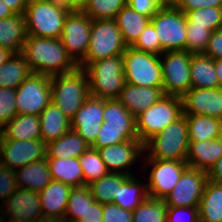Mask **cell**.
Masks as SVG:
<instances>
[{"label": "cell", "instance_id": "cell-29", "mask_svg": "<svg viewBox=\"0 0 222 222\" xmlns=\"http://www.w3.org/2000/svg\"><path fill=\"white\" fill-rule=\"evenodd\" d=\"M52 180L74 187L85 186L84 174L79 158H46Z\"/></svg>", "mask_w": 222, "mask_h": 222}, {"label": "cell", "instance_id": "cell-37", "mask_svg": "<svg viewBox=\"0 0 222 222\" xmlns=\"http://www.w3.org/2000/svg\"><path fill=\"white\" fill-rule=\"evenodd\" d=\"M132 213L133 222H166L167 206L163 199L148 196Z\"/></svg>", "mask_w": 222, "mask_h": 222}, {"label": "cell", "instance_id": "cell-46", "mask_svg": "<svg viewBox=\"0 0 222 222\" xmlns=\"http://www.w3.org/2000/svg\"><path fill=\"white\" fill-rule=\"evenodd\" d=\"M166 222H200L198 207H167Z\"/></svg>", "mask_w": 222, "mask_h": 222}, {"label": "cell", "instance_id": "cell-21", "mask_svg": "<svg viewBox=\"0 0 222 222\" xmlns=\"http://www.w3.org/2000/svg\"><path fill=\"white\" fill-rule=\"evenodd\" d=\"M164 95L162 87L135 86L125 83L117 99L136 118Z\"/></svg>", "mask_w": 222, "mask_h": 222}, {"label": "cell", "instance_id": "cell-55", "mask_svg": "<svg viewBox=\"0 0 222 222\" xmlns=\"http://www.w3.org/2000/svg\"><path fill=\"white\" fill-rule=\"evenodd\" d=\"M14 13L12 10L3 2L0 0V19L7 18L12 16Z\"/></svg>", "mask_w": 222, "mask_h": 222}, {"label": "cell", "instance_id": "cell-36", "mask_svg": "<svg viewBox=\"0 0 222 222\" xmlns=\"http://www.w3.org/2000/svg\"><path fill=\"white\" fill-rule=\"evenodd\" d=\"M130 176L108 172L105 176L88 184L91 195L100 204L113 203L120 187Z\"/></svg>", "mask_w": 222, "mask_h": 222}, {"label": "cell", "instance_id": "cell-23", "mask_svg": "<svg viewBox=\"0 0 222 222\" xmlns=\"http://www.w3.org/2000/svg\"><path fill=\"white\" fill-rule=\"evenodd\" d=\"M72 186L52 180L41 192L40 204L43 216L64 220Z\"/></svg>", "mask_w": 222, "mask_h": 222}, {"label": "cell", "instance_id": "cell-9", "mask_svg": "<svg viewBox=\"0 0 222 222\" xmlns=\"http://www.w3.org/2000/svg\"><path fill=\"white\" fill-rule=\"evenodd\" d=\"M183 116L182 98L164 95L135 118L136 134L143 144Z\"/></svg>", "mask_w": 222, "mask_h": 222}, {"label": "cell", "instance_id": "cell-2", "mask_svg": "<svg viewBox=\"0 0 222 222\" xmlns=\"http://www.w3.org/2000/svg\"><path fill=\"white\" fill-rule=\"evenodd\" d=\"M103 119L92 149L138 140L135 117L118 99H104Z\"/></svg>", "mask_w": 222, "mask_h": 222}, {"label": "cell", "instance_id": "cell-24", "mask_svg": "<svg viewBox=\"0 0 222 222\" xmlns=\"http://www.w3.org/2000/svg\"><path fill=\"white\" fill-rule=\"evenodd\" d=\"M27 37L24 14H13L0 19V47L13 54L22 53Z\"/></svg>", "mask_w": 222, "mask_h": 222}, {"label": "cell", "instance_id": "cell-3", "mask_svg": "<svg viewBox=\"0 0 222 222\" xmlns=\"http://www.w3.org/2000/svg\"><path fill=\"white\" fill-rule=\"evenodd\" d=\"M188 145L187 120L183 115L143 144L142 159L186 161Z\"/></svg>", "mask_w": 222, "mask_h": 222}, {"label": "cell", "instance_id": "cell-30", "mask_svg": "<svg viewBox=\"0 0 222 222\" xmlns=\"http://www.w3.org/2000/svg\"><path fill=\"white\" fill-rule=\"evenodd\" d=\"M150 20V17L134 11L127 4L118 12L115 18L124 43L128 47L136 42Z\"/></svg>", "mask_w": 222, "mask_h": 222}, {"label": "cell", "instance_id": "cell-34", "mask_svg": "<svg viewBox=\"0 0 222 222\" xmlns=\"http://www.w3.org/2000/svg\"><path fill=\"white\" fill-rule=\"evenodd\" d=\"M183 115L187 120L189 141H207L221 137V120L203 115Z\"/></svg>", "mask_w": 222, "mask_h": 222}, {"label": "cell", "instance_id": "cell-54", "mask_svg": "<svg viewBox=\"0 0 222 222\" xmlns=\"http://www.w3.org/2000/svg\"><path fill=\"white\" fill-rule=\"evenodd\" d=\"M14 14H24L27 3L24 0H2Z\"/></svg>", "mask_w": 222, "mask_h": 222}, {"label": "cell", "instance_id": "cell-17", "mask_svg": "<svg viewBox=\"0 0 222 222\" xmlns=\"http://www.w3.org/2000/svg\"><path fill=\"white\" fill-rule=\"evenodd\" d=\"M98 151L108 172L129 176L136 175L130 168L134 167L135 163L144 154L143 143L140 140H129L120 144L106 146Z\"/></svg>", "mask_w": 222, "mask_h": 222}, {"label": "cell", "instance_id": "cell-50", "mask_svg": "<svg viewBox=\"0 0 222 222\" xmlns=\"http://www.w3.org/2000/svg\"><path fill=\"white\" fill-rule=\"evenodd\" d=\"M204 55L214 60L222 59V28L212 32Z\"/></svg>", "mask_w": 222, "mask_h": 222}, {"label": "cell", "instance_id": "cell-1", "mask_svg": "<svg viewBox=\"0 0 222 222\" xmlns=\"http://www.w3.org/2000/svg\"><path fill=\"white\" fill-rule=\"evenodd\" d=\"M22 54L32 73L54 76L69 73L78 68L61 40L57 38L27 35Z\"/></svg>", "mask_w": 222, "mask_h": 222}, {"label": "cell", "instance_id": "cell-61", "mask_svg": "<svg viewBox=\"0 0 222 222\" xmlns=\"http://www.w3.org/2000/svg\"><path fill=\"white\" fill-rule=\"evenodd\" d=\"M62 222H80V221H77V220H62Z\"/></svg>", "mask_w": 222, "mask_h": 222}, {"label": "cell", "instance_id": "cell-41", "mask_svg": "<svg viewBox=\"0 0 222 222\" xmlns=\"http://www.w3.org/2000/svg\"><path fill=\"white\" fill-rule=\"evenodd\" d=\"M127 0H87L83 13L92 20L115 19Z\"/></svg>", "mask_w": 222, "mask_h": 222}, {"label": "cell", "instance_id": "cell-35", "mask_svg": "<svg viewBox=\"0 0 222 222\" xmlns=\"http://www.w3.org/2000/svg\"><path fill=\"white\" fill-rule=\"evenodd\" d=\"M32 73L22 53L12 56L0 66V87L17 89Z\"/></svg>", "mask_w": 222, "mask_h": 222}, {"label": "cell", "instance_id": "cell-10", "mask_svg": "<svg viewBox=\"0 0 222 222\" xmlns=\"http://www.w3.org/2000/svg\"><path fill=\"white\" fill-rule=\"evenodd\" d=\"M122 57L125 83L145 87L163 86L159 55L129 46Z\"/></svg>", "mask_w": 222, "mask_h": 222}, {"label": "cell", "instance_id": "cell-47", "mask_svg": "<svg viewBox=\"0 0 222 222\" xmlns=\"http://www.w3.org/2000/svg\"><path fill=\"white\" fill-rule=\"evenodd\" d=\"M102 222H133V213L116 204H103Z\"/></svg>", "mask_w": 222, "mask_h": 222}, {"label": "cell", "instance_id": "cell-12", "mask_svg": "<svg viewBox=\"0 0 222 222\" xmlns=\"http://www.w3.org/2000/svg\"><path fill=\"white\" fill-rule=\"evenodd\" d=\"M51 102V76L31 73L16 89L17 114L39 116Z\"/></svg>", "mask_w": 222, "mask_h": 222}, {"label": "cell", "instance_id": "cell-45", "mask_svg": "<svg viewBox=\"0 0 222 222\" xmlns=\"http://www.w3.org/2000/svg\"><path fill=\"white\" fill-rule=\"evenodd\" d=\"M18 188L15 171L0 164V200H2L0 208L4 205L8 197Z\"/></svg>", "mask_w": 222, "mask_h": 222}, {"label": "cell", "instance_id": "cell-32", "mask_svg": "<svg viewBox=\"0 0 222 222\" xmlns=\"http://www.w3.org/2000/svg\"><path fill=\"white\" fill-rule=\"evenodd\" d=\"M198 210L200 222H222V183L207 181Z\"/></svg>", "mask_w": 222, "mask_h": 222}, {"label": "cell", "instance_id": "cell-40", "mask_svg": "<svg viewBox=\"0 0 222 222\" xmlns=\"http://www.w3.org/2000/svg\"><path fill=\"white\" fill-rule=\"evenodd\" d=\"M79 162L83 170L85 186L108 173L99 151L91 147L79 157Z\"/></svg>", "mask_w": 222, "mask_h": 222}, {"label": "cell", "instance_id": "cell-60", "mask_svg": "<svg viewBox=\"0 0 222 222\" xmlns=\"http://www.w3.org/2000/svg\"><path fill=\"white\" fill-rule=\"evenodd\" d=\"M0 222H4V217L1 208H0Z\"/></svg>", "mask_w": 222, "mask_h": 222}, {"label": "cell", "instance_id": "cell-22", "mask_svg": "<svg viewBox=\"0 0 222 222\" xmlns=\"http://www.w3.org/2000/svg\"><path fill=\"white\" fill-rule=\"evenodd\" d=\"M221 156L222 136L207 141H189L186 163L208 173Z\"/></svg>", "mask_w": 222, "mask_h": 222}, {"label": "cell", "instance_id": "cell-8", "mask_svg": "<svg viewBox=\"0 0 222 222\" xmlns=\"http://www.w3.org/2000/svg\"><path fill=\"white\" fill-rule=\"evenodd\" d=\"M127 47L115 19L93 20L86 57L78 67L84 69L91 62L123 55Z\"/></svg>", "mask_w": 222, "mask_h": 222}, {"label": "cell", "instance_id": "cell-39", "mask_svg": "<svg viewBox=\"0 0 222 222\" xmlns=\"http://www.w3.org/2000/svg\"><path fill=\"white\" fill-rule=\"evenodd\" d=\"M187 24L216 31L222 28V7H203L185 12Z\"/></svg>", "mask_w": 222, "mask_h": 222}, {"label": "cell", "instance_id": "cell-31", "mask_svg": "<svg viewBox=\"0 0 222 222\" xmlns=\"http://www.w3.org/2000/svg\"><path fill=\"white\" fill-rule=\"evenodd\" d=\"M190 73L191 88H219L213 58L204 54H192Z\"/></svg>", "mask_w": 222, "mask_h": 222}, {"label": "cell", "instance_id": "cell-26", "mask_svg": "<svg viewBox=\"0 0 222 222\" xmlns=\"http://www.w3.org/2000/svg\"><path fill=\"white\" fill-rule=\"evenodd\" d=\"M19 188L41 192L51 181L46 158L15 170Z\"/></svg>", "mask_w": 222, "mask_h": 222}, {"label": "cell", "instance_id": "cell-20", "mask_svg": "<svg viewBox=\"0 0 222 222\" xmlns=\"http://www.w3.org/2000/svg\"><path fill=\"white\" fill-rule=\"evenodd\" d=\"M5 219L34 222L43 216L38 192L18 188L1 207Z\"/></svg>", "mask_w": 222, "mask_h": 222}, {"label": "cell", "instance_id": "cell-6", "mask_svg": "<svg viewBox=\"0 0 222 222\" xmlns=\"http://www.w3.org/2000/svg\"><path fill=\"white\" fill-rule=\"evenodd\" d=\"M84 70L88 75L90 95L117 99L125 84L122 55L89 63Z\"/></svg>", "mask_w": 222, "mask_h": 222}, {"label": "cell", "instance_id": "cell-51", "mask_svg": "<svg viewBox=\"0 0 222 222\" xmlns=\"http://www.w3.org/2000/svg\"><path fill=\"white\" fill-rule=\"evenodd\" d=\"M102 214H103V204H100L95 201L92 205H89L83 217H79L77 221L102 222Z\"/></svg>", "mask_w": 222, "mask_h": 222}, {"label": "cell", "instance_id": "cell-27", "mask_svg": "<svg viewBox=\"0 0 222 222\" xmlns=\"http://www.w3.org/2000/svg\"><path fill=\"white\" fill-rule=\"evenodd\" d=\"M90 145L74 130L46 144V158H79Z\"/></svg>", "mask_w": 222, "mask_h": 222}, {"label": "cell", "instance_id": "cell-57", "mask_svg": "<svg viewBox=\"0 0 222 222\" xmlns=\"http://www.w3.org/2000/svg\"><path fill=\"white\" fill-rule=\"evenodd\" d=\"M12 52L0 47V66H2L11 56Z\"/></svg>", "mask_w": 222, "mask_h": 222}, {"label": "cell", "instance_id": "cell-48", "mask_svg": "<svg viewBox=\"0 0 222 222\" xmlns=\"http://www.w3.org/2000/svg\"><path fill=\"white\" fill-rule=\"evenodd\" d=\"M167 0H127L134 11L152 18Z\"/></svg>", "mask_w": 222, "mask_h": 222}, {"label": "cell", "instance_id": "cell-42", "mask_svg": "<svg viewBox=\"0 0 222 222\" xmlns=\"http://www.w3.org/2000/svg\"><path fill=\"white\" fill-rule=\"evenodd\" d=\"M186 29V51L191 54H204L212 31L194 24H187Z\"/></svg>", "mask_w": 222, "mask_h": 222}, {"label": "cell", "instance_id": "cell-13", "mask_svg": "<svg viewBox=\"0 0 222 222\" xmlns=\"http://www.w3.org/2000/svg\"><path fill=\"white\" fill-rule=\"evenodd\" d=\"M145 160V161H144ZM138 169H151L148 173V196L164 199L178 183L182 173L189 167L186 161H170L160 159H143ZM142 166V168H141Z\"/></svg>", "mask_w": 222, "mask_h": 222}, {"label": "cell", "instance_id": "cell-7", "mask_svg": "<svg viewBox=\"0 0 222 222\" xmlns=\"http://www.w3.org/2000/svg\"><path fill=\"white\" fill-rule=\"evenodd\" d=\"M156 35L166 51H186L187 18L170 0H167L151 18Z\"/></svg>", "mask_w": 222, "mask_h": 222}, {"label": "cell", "instance_id": "cell-16", "mask_svg": "<svg viewBox=\"0 0 222 222\" xmlns=\"http://www.w3.org/2000/svg\"><path fill=\"white\" fill-rule=\"evenodd\" d=\"M208 181L205 171L188 167L163 199L167 207H198Z\"/></svg>", "mask_w": 222, "mask_h": 222}, {"label": "cell", "instance_id": "cell-58", "mask_svg": "<svg viewBox=\"0 0 222 222\" xmlns=\"http://www.w3.org/2000/svg\"><path fill=\"white\" fill-rule=\"evenodd\" d=\"M34 222H62L60 219L49 216H41L36 219Z\"/></svg>", "mask_w": 222, "mask_h": 222}, {"label": "cell", "instance_id": "cell-19", "mask_svg": "<svg viewBox=\"0 0 222 222\" xmlns=\"http://www.w3.org/2000/svg\"><path fill=\"white\" fill-rule=\"evenodd\" d=\"M183 114L222 118V88H191L183 97Z\"/></svg>", "mask_w": 222, "mask_h": 222}, {"label": "cell", "instance_id": "cell-59", "mask_svg": "<svg viewBox=\"0 0 222 222\" xmlns=\"http://www.w3.org/2000/svg\"><path fill=\"white\" fill-rule=\"evenodd\" d=\"M4 222H23V221H21V220L5 219L4 218Z\"/></svg>", "mask_w": 222, "mask_h": 222}, {"label": "cell", "instance_id": "cell-18", "mask_svg": "<svg viewBox=\"0 0 222 222\" xmlns=\"http://www.w3.org/2000/svg\"><path fill=\"white\" fill-rule=\"evenodd\" d=\"M104 98L89 96L71 118V129L77 132L90 146L97 138L104 121Z\"/></svg>", "mask_w": 222, "mask_h": 222}, {"label": "cell", "instance_id": "cell-63", "mask_svg": "<svg viewBox=\"0 0 222 222\" xmlns=\"http://www.w3.org/2000/svg\"><path fill=\"white\" fill-rule=\"evenodd\" d=\"M221 136H222V118H221Z\"/></svg>", "mask_w": 222, "mask_h": 222}, {"label": "cell", "instance_id": "cell-49", "mask_svg": "<svg viewBox=\"0 0 222 222\" xmlns=\"http://www.w3.org/2000/svg\"><path fill=\"white\" fill-rule=\"evenodd\" d=\"M183 13L203 7H222V0H170Z\"/></svg>", "mask_w": 222, "mask_h": 222}, {"label": "cell", "instance_id": "cell-14", "mask_svg": "<svg viewBox=\"0 0 222 222\" xmlns=\"http://www.w3.org/2000/svg\"><path fill=\"white\" fill-rule=\"evenodd\" d=\"M93 20L82 11H71L60 37L68 55L79 65L86 57Z\"/></svg>", "mask_w": 222, "mask_h": 222}, {"label": "cell", "instance_id": "cell-5", "mask_svg": "<svg viewBox=\"0 0 222 222\" xmlns=\"http://www.w3.org/2000/svg\"><path fill=\"white\" fill-rule=\"evenodd\" d=\"M70 12L56 0L27 3L24 13L27 35L60 39L65 19Z\"/></svg>", "mask_w": 222, "mask_h": 222}, {"label": "cell", "instance_id": "cell-52", "mask_svg": "<svg viewBox=\"0 0 222 222\" xmlns=\"http://www.w3.org/2000/svg\"><path fill=\"white\" fill-rule=\"evenodd\" d=\"M208 180L214 183H222V156L215 165L209 170Z\"/></svg>", "mask_w": 222, "mask_h": 222}, {"label": "cell", "instance_id": "cell-53", "mask_svg": "<svg viewBox=\"0 0 222 222\" xmlns=\"http://www.w3.org/2000/svg\"><path fill=\"white\" fill-rule=\"evenodd\" d=\"M62 6L70 11H83L86 6L87 0H56Z\"/></svg>", "mask_w": 222, "mask_h": 222}, {"label": "cell", "instance_id": "cell-15", "mask_svg": "<svg viewBox=\"0 0 222 222\" xmlns=\"http://www.w3.org/2000/svg\"><path fill=\"white\" fill-rule=\"evenodd\" d=\"M46 158V144L41 140H8L0 134V164L15 171Z\"/></svg>", "mask_w": 222, "mask_h": 222}, {"label": "cell", "instance_id": "cell-25", "mask_svg": "<svg viewBox=\"0 0 222 222\" xmlns=\"http://www.w3.org/2000/svg\"><path fill=\"white\" fill-rule=\"evenodd\" d=\"M41 139L52 142L71 130V120L51 101L40 113Z\"/></svg>", "mask_w": 222, "mask_h": 222}, {"label": "cell", "instance_id": "cell-38", "mask_svg": "<svg viewBox=\"0 0 222 222\" xmlns=\"http://www.w3.org/2000/svg\"><path fill=\"white\" fill-rule=\"evenodd\" d=\"M94 202L95 199L91 195V191L87 185L72 188L64 220H78L79 217H83L89 205H92Z\"/></svg>", "mask_w": 222, "mask_h": 222}, {"label": "cell", "instance_id": "cell-62", "mask_svg": "<svg viewBox=\"0 0 222 222\" xmlns=\"http://www.w3.org/2000/svg\"><path fill=\"white\" fill-rule=\"evenodd\" d=\"M26 3H30V2H34V1H38V0H24Z\"/></svg>", "mask_w": 222, "mask_h": 222}, {"label": "cell", "instance_id": "cell-33", "mask_svg": "<svg viewBox=\"0 0 222 222\" xmlns=\"http://www.w3.org/2000/svg\"><path fill=\"white\" fill-rule=\"evenodd\" d=\"M130 176L120 187L117 196H114L113 204L124 210L133 211L142 201L148 197L146 182H141V177Z\"/></svg>", "mask_w": 222, "mask_h": 222}, {"label": "cell", "instance_id": "cell-11", "mask_svg": "<svg viewBox=\"0 0 222 222\" xmlns=\"http://www.w3.org/2000/svg\"><path fill=\"white\" fill-rule=\"evenodd\" d=\"M191 58L188 51H166L160 55L165 95L182 98L191 89Z\"/></svg>", "mask_w": 222, "mask_h": 222}, {"label": "cell", "instance_id": "cell-43", "mask_svg": "<svg viewBox=\"0 0 222 222\" xmlns=\"http://www.w3.org/2000/svg\"><path fill=\"white\" fill-rule=\"evenodd\" d=\"M16 89L0 87V130L16 115Z\"/></svg>", "mask_w": 222, "mask_h": 222}, {"label": "cell", "instance_id": "cell-28", "mask_svg": "<svg viewBox=\"0 0 222 222\" xmlns=\"http://www.w3.org/2000/svg\"><path fill=\"white\" fill-rule=\"evenodd\" d=\"M0 134L8 140H41L39 116L17 114Z\"/></svg>", "mask_w": 222, "mask_h": 222}, {"label": "cell", "instance_id": "cell-44", "mask_svg": "<svg viewBox=\"0 0 222 222\" xmlns=\"http://www.w3.org/2000/svg\"><path fill=\"white\" fill-rule=\"evenodd\" d=\"M131 47L159 56L163 53V48L160 45V41L156 35V30L151 22L146 25L139 38Z\"/></svg>", "mask_w": 222, "mask_h": 222}, {"label": "cell", "instance_id": "cell-56", "mask_svg": "<svg viewBox=\"0 0 222 222\" xmlns=\"http://www.w3.org/2000/svg\"><path fill=\"white\" fill-rule=\"evenodd\" d=\"M215 71L218 76L219 87L222 88V59L215 60Z\"/></svg>", "mask_w": 222, "mask_h": 222}, {"label": "cell", "instance_id": "cell-4", "mask_svg": "<svg viewBox=\"0 0 222 222\" xmlns=\"http://www.w3.org/2000/svg\"><path fill=\"white\" fill-rule=\"evenodd\" d=\"M90 96L89 80L82 68L51 76V101L71 120Z\"/></svg>", "mask_w": 222, "mask_h": 222}]
</instances>
